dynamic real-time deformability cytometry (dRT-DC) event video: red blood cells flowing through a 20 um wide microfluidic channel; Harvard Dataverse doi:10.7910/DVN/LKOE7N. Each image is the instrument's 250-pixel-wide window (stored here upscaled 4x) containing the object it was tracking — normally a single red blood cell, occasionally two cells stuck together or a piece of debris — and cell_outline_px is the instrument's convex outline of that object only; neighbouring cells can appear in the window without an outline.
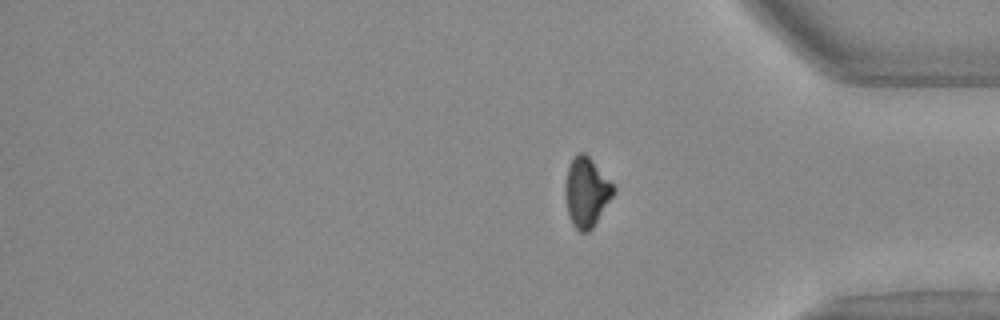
{"species": "Egyptian fruit bat (a non-hibernating species)", "species_latin": "Rousettus aegyptiacus", "temperature_condition": "warm", "stored_images_in_passage": 52, "camera_frame_rate_fps": 3000, "um_per_image_px": 0.085, "animal": {"sex": "female"}, "frame": {"image": 1, "passage_image": 52, "time_ms": 17.0, "image_size_px": [1000, 320], "cell_outline_px": [[616, 192], [592, 228], [588, 232], [580, 232], [572, 224], [568, 212], [564, 192], [564, 188], [568, 168], [572, 160], [580, 152], [584, 152], [592, 160], [616, 188]], "centroid_in_image_um": [49.85, 16.35], "position_along_channel_um": 385.3, "area_um2": 19.31}}